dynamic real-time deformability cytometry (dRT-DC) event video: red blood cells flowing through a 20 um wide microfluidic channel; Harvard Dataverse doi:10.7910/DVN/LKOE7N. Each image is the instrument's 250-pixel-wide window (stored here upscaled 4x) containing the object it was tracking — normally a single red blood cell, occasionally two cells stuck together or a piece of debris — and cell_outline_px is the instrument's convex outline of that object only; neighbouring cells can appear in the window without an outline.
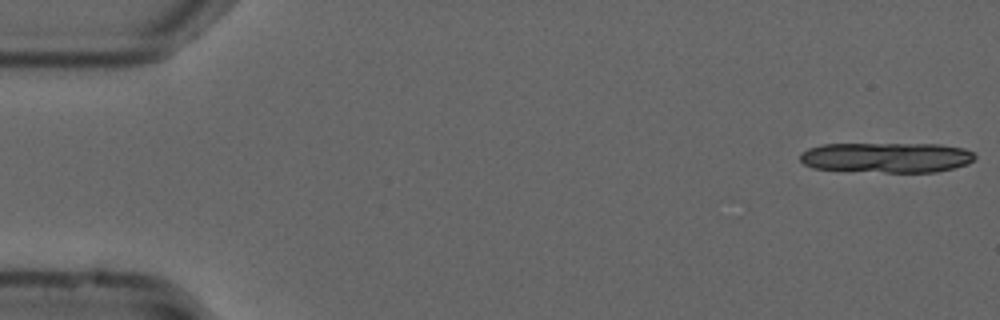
{"species": "common noctule bat (a hibernating species)", "species_latin": "Nyctalus noctula", "temperature_condition": "cold", "stored_images_in_passage": 14, "camera_frame_rate_fps": 3000, "um_per_image_px": 0.085, "animal": {"sex": "male", "forearm_length_mm": 52.5}, "frame": {"image": 1, "passage_image": 1, "time_ms": 0.0, "image_size_px": [1000, 320], "cell_outline_px": [[976, 156], [968, 164], [936, 172], [884, 172], [812, 168], [804, 164], [800, 160], [800, 152], [808, 148], [824, 144], [940, 144], [964, 148], [972, 152]], "centroid_in_image_um": [75.35, 13.38], "position_along_channel_um": 9.6, "area_um2": 30.75}}